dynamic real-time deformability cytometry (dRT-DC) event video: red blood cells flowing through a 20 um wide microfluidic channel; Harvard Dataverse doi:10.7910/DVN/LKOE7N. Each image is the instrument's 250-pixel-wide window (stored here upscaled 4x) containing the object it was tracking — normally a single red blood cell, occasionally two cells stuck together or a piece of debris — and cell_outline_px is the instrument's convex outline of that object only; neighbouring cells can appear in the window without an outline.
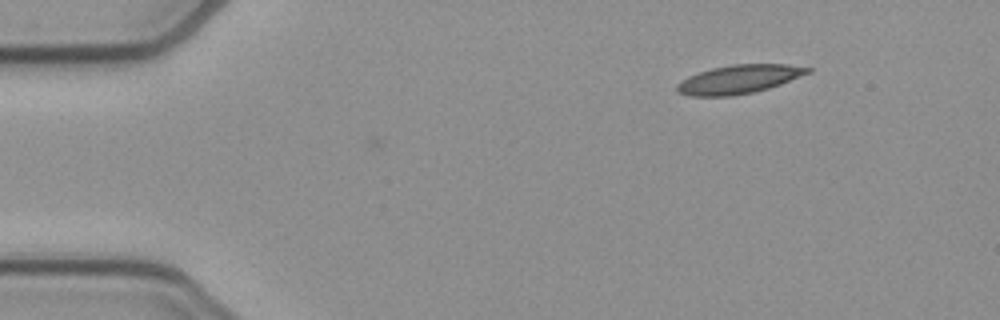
{"species": "common noctule bat (a hibernating species)", "species_latin": "Nyctalus noctula", "temperature_condition": "cold", "stored_images_in_passage": 4, "camera_frame_rate_fps": 3000, "um_per_image_px": 0.085, "animal": {"sex": "female", "body_mass_g": 21.9}, "frame": {"image": 1, "passage_image": 4, "time_ms": 1.0, "image_size_px": [1000, 320], "cell_outline_px": [[812, 72], [780, 84], [768, 88], [752, 92], [732, 96], [688, 96], [676, 92], [676, 84], [680, 80], [696, 72], [712, 68], [732, 64], [788, 64], [812, 68]], "centroid_in_image_um": [62.77, 6.73], "position_along_channel_um": 22.2, "area_um2": 22.02}}